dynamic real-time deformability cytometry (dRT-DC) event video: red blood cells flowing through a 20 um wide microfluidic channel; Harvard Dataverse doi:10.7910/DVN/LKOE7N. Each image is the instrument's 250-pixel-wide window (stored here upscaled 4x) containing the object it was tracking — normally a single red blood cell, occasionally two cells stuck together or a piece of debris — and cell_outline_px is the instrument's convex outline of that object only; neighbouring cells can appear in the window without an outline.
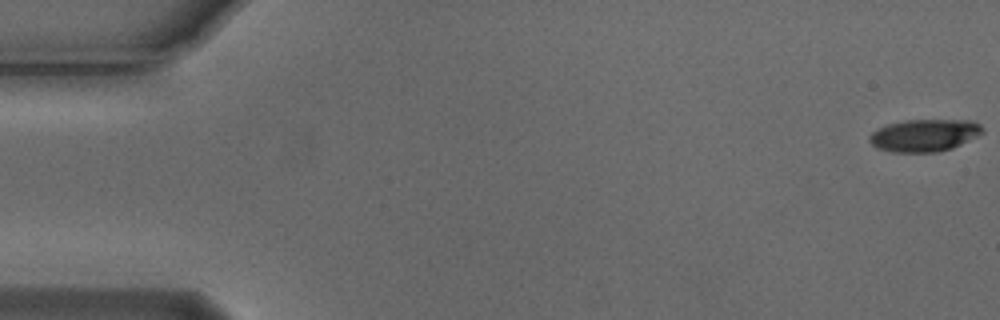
{"species": "Egyptian fruit bat (a non-hibernating species)", "species_latin": "Rousettus aegyptiacus", "temperature_condition": "cold", "stored_images_in_passage": 5, "camera_frame_rate_fps": 3000, "um_per_image_px": 0.085, "animal": {"sex": "male"}, "frame": {"image": 1, "passage_image": 1, "time_ms": 0.0, "image_size_px": [1000, 320], "cell_outline_px": [[984, 132], [952, 148], [936, 152], [892, 152], [876, 148], [868, 140], [868, 136], [872, 132], [888, 124], [908, 120], [972, 120], [980, 124], [984, 128]], "centroid_in_image_um": [78.57, 11.5], "position_along_channel_um": 6.4, "area_um2": 21.21}}
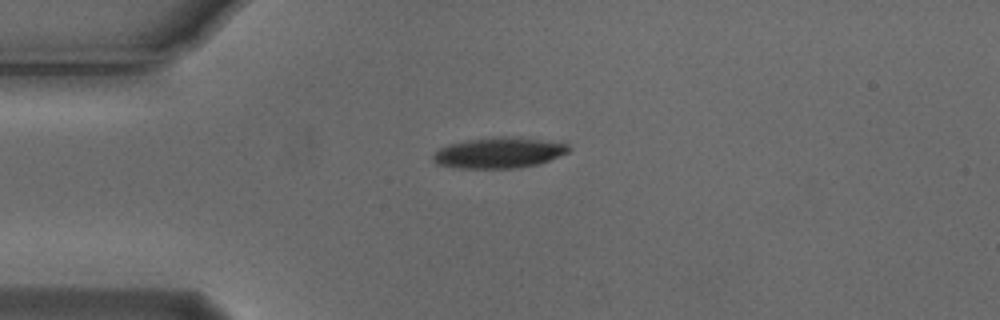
{"frame": {"image": 2, "passage_image": 4, "time_ms": 1.0, "image_size_px": [1000, 320], "cell_outline_px": [[572, 148], [568, 152], [540, 164], [520, 168], [452, 168], [436, 164], [432, 160], [432, 156], [440, 148], [448, 144], [468, 140], [500, 136], [504, 136], [540, 140], [568, 144]], "centroid_in_image_um": [42.38, 13.0], "position_along_channel_um": 42.6, "area_um2": 24.28}}